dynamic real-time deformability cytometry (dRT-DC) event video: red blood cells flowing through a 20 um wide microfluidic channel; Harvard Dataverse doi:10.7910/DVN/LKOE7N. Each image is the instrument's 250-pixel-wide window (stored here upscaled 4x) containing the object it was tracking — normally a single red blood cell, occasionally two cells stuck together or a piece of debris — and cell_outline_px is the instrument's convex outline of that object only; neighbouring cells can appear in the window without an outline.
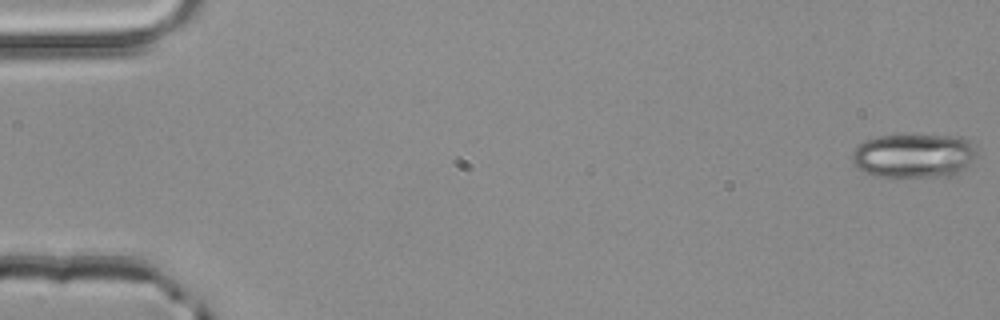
{"species": "common noctule bat (a hibernating species)", "species_latin": "Nyctalus noctula", "temperature_condition": "room temperature", "stored_images_in_passage": 52, "camera_frame_rate_fps": 3000, "um_per_image_px": 0.085, "animal": {"sex": "male", "body_mass_g": 20.4}, "frame": {"image": 1, "passage_image": 1, "time_ms": 0.0, "image_size_px": [1000, 320], "cell_outline_px": [[976, 160], [960, 172], [952, 176], [872, 176], [864, 172], [852, 164], [852, 152], [864, 140], [880, 136], [964, 136], [976, 148]], "centroid_in_image_um": [77.7, 13.24], "position_along_channel_um": 7.3, "area_um2": 32.14}}
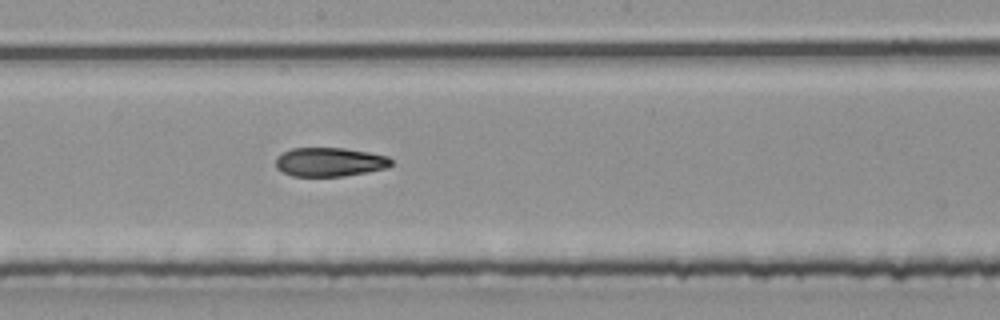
{"frame": {"image": 2, "passage_image": 29, "time_ms": 9.333, "image_size_px": [1000, 320], "cell_outline_px": [[392, 164], [388, 168], [368, 172], [344, 176], [292, 176], [276, 168], [276, 156], [292, 148], [344, 148], [368, 152], [388, 156], [392, 160]], "centroid_in_image_um": [28.04, 13.77], "position_along_channel_um": 220.2, "area_um2": 19.54}}
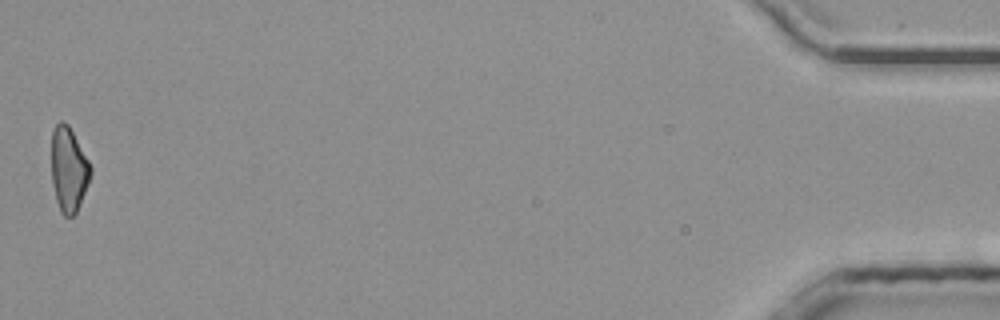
{"frame": {"image": 3, "passage_image": 52, "time_ms": 17.0, "image_size_px": [1000, 320], "cell_outline_px": [[92, 172], [88, 184], [76, 212], [72, 216], [64, 216], [60, 212], [56, 200], [52, 184], [52, 132], [56, 124], [60, 120], [64, 120], [68, 124], [88, 160], [92, 168]], "centroid_in_image_um": [5.83, 14.4], "position_along_channel_um": 429.4, "area_um2": 19.19}, "authors_computed_cell_mechanics": {"area_um2": 20.4612, "velocity_mm_per_s": 4.0456, "shape_relaxation_time_tau1_ms": null, "shape_relaxation_time_tau2_ms": 6.5425, "deformation_change_tau1": null, "deformation_change_tau2": 0.1539}}